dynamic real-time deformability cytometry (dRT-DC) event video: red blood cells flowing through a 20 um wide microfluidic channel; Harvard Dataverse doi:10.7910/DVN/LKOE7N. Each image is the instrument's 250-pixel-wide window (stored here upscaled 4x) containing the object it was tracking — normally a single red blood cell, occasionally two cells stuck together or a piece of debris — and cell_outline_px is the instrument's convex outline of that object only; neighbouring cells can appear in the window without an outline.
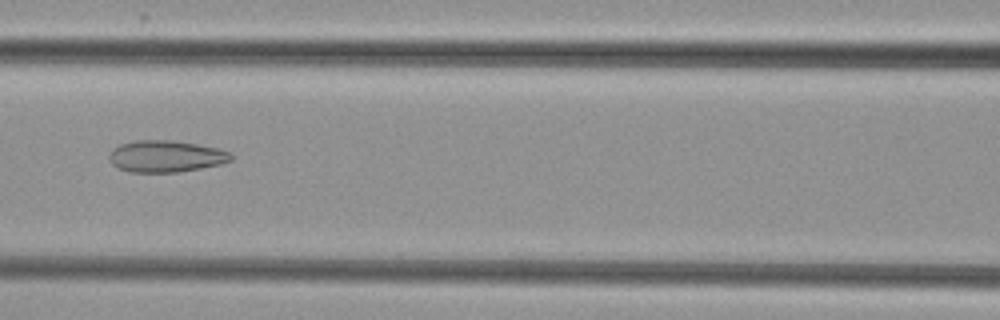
{"species": "common noctule bat (a hibernating species)", "species_latin": "Nyctalus noctula", "temperature_condition": "cold", "stored_images_in_passage": 7, "camera_frame_rate_fps": 3000, "um_per_image_px": 0.085, "animal": {"sex": "female", "body_mass_g": 29.2, "forearm_length_mm": 56.3}, "frame": {"image": 1, "passage_image": 7, "time_ms": 7.0, "image_size_px": [1000, 320], "cell_outline_px": [[232, 160], [220, 164], [180, 172], [128, 172], [116, 168], [112, 164], [108, 156], [112, 148], [120, 144], [136, 140], [172, 140], [196, 144], [216, 148], [228, 152], [232, 156]], "centroid_in_image_um": [14.04, 13.29], "position_along_channel_um": 152.6, "area_um2": 22.54}}